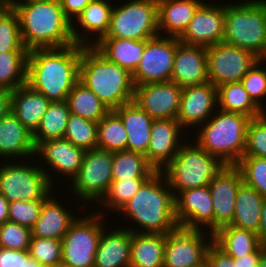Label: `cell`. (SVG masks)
Wrapping results in <instances>:
<instances>
[{"instance_id":"1","label":"cell","mask_w":266,"mask_h":267,"mask_svg":"<svg viewBox=\"0 0 266 267\" xmlns=\"http://www.w3.org/2000/svg\"><path fill=\"white\" fill-rule=\"evenodd\" d=\"M83 45L37 48L28 51L26 84L50 102L67 100L79 81Z\"/></svg>"},{"instance_id":"2","label":"cell","mask_w":266,"mask_h":267,"mask_svg":"<svg viewBox=\"0 0 266 267\" xmlns=\"http://www.w3.org/2000/svg\"><path fill=\"white\" fill-rule=\"evenodd\" d=\"M12 8L18 15L22 42L28 50L75 44L72 22L59 0H20Z\"/></svg>"},{"instance_id":"3","label":"cell","mask_w":266,"mask_h":267,"mask_svg":"<svg viewBox=\"0 0 266 267\" xmlns=\"http://www.w3.org/2000/svg\"><path fill=\"white\" fill-rule=\"evenodd\" d=\"M173 193L161 171L153 174L120 210L126 218L128 216L135 221L142 231L128 226L127 229L132 232L161 234L176 230L179 225L175 217Z\"/></svg>"},{"instance_id":"4","label":"cell","mask_w":266,"mask_h":267,"mask_svg":"<svg viewBox=\"0 0 266 267\" xmlns=\"http://www.w3.org/2000/svg\"><path fill=\"white\" fill-rule=\"evenodd\" d=\"M79 81L109 110L133 101L135 86L132 74L109 61L93 45H83Z\"/></svg>"},{"instance_id":"5","label":"cell","mask_w":266,"mask_h":267,"mask_svg":"<svg viewBox=\"0 0 266 267\" xmlns=\"http://www.w3.org/2000/svg\"><path fill=\"white\" fill-rule=\"evenodd\" d=\"M217 111L202 125L194 143L223 164L236 165L244 156L251 118L240 113Z\"/></svg>"},{"instance_id":"6","label":"cell","mask_w":266,"mask_h":267,"mask_svg":"<svg viewBox=\"0 0 266 267\" xmlns=\"http://www.w3.org/2000/svg\"><path fill=\"white\" fill-rule=\"evenodd\" d=\"M225 4L223 42L266 59V10L259 0Z\"/></svg>"},{"instance_id":"7","label":"cell","mask_w":266,"mask_h":267,"mask_svg":"<svg viewBox=\"0 0 266 267\" xmlns=\"http://www.w3.org/2000/svg\"><path fill=\"white\" fill-rule=\"evenodd\" d=\"M192 144L185 142L175 157L161 171L171 190L177 191L173 193L174 197L189 188L208 186L225 165L196 143Z\"/></svg>"},{"instance_id":"8","label":"cell","mask_w":266,"mask_h":267,"mask_svg":"<svg viewBox=\"0 0 266 267\" xmlns=\"http://www.w3.org/2000/svg\"><path fill=\"white\" fill-rule=\"evenodd\" d=\"M15 162L0 166V193L8 202L45 201L53 192L52 174L36 165Z\"/></svg>"},{"instance_id":"9","label":"cell","mask_w":266,"mask_h":267,"mask_svg":"<svg viewBox=\"0 0 266 267\" xmlns=\"http://www.w3.org/2000/svg\"><path fill=\"white\" fill-rule=\"evenodd\" d=\"M157 0H129L113 7L104 37L145 40L159 36Z\"/></svg>"},{"instance_id":"10","label":"cell","mask_w":266,"mask_h":267,"mask_svg":"<svg viewBox=\"0 0 266 267\" xmlns=\"http://www.w3.org/2000/svg\"><path fill=\"white\" fill-rule=\"evenodd\" d=\"M101 212L77 218L62 237V263L68 266L94 267L95 253L104 229Z\"/></svg>"},{"instance_id":"11","label":"cell","mask_w":266,"mask_h":267,"mask_svg":"<svg viewBox=\"0 0 266 267\" xmlns=\"http://www.w3.org/2000/svg\"><path fill=\"white\" fill-rule=\"evenodd\" d=\"M114 152L94 148L85 152L82 166L72 179L73 193L82 201L100 202L113 181Z\"/></svg>"},{"instance_id":"12","label":"cell","mask_w":266,"mask_h":267,"mask_svg":"<svg viewBox=\"0 0 266 267\" xmlns=\"http://www.w3.org/2000/svg\"><path fill=\"white\" fill-rule=\"evenodd\" d=\"M208 78L216 87L241 81L259 59L252 52L221 42L206 47Z\"/></svg>"},{"instance_id":"13","label":"cell","mask_w":266,"mask_h":267,"mask_svg":"<svg viewBox=\"0 0 266 267\" xmlns=\"http://www.w3.org/2000/svg\"><path fill=\"white\" fill-rule=\"evenodd\" d=\"M202 231L178 227L167 233L163 267L203 266L206 263L207 249L213 242V233L210 234V241H207L205 237L208 235Z\"/></svg>"},{"instance_id":"14","label":"cell","mask_w":266,"mask_h":267,"mask_svg":"<svg viewBox=\"0 0 266 267\" xmlns=\"http://www.w3.org/2000/svg\"><path fill=\"white\" fill-rule=\"evenodd\" d=\"M175 51L176 37L159 35L149 39L132 74L134 86L171 81Z\"/></svg>"},{"instance_id":"15","label":"cell","mask_w":266,"mask_h":267,"mask_svg":"<svg viewBox=\"0 0 266 267\" xmlns=\"http://www.w3.org/2000/svg\"><path fill=\"white\" fill-rule=\"evenodd\" d=\"M175 217L179 227L214 233V212L209 186L189 188L175 197ZM202 225V226H201Z\"/></svg>"},{"instance_id":"16","label":"cell","mask_w":266,"mask_h":267,"mask_svg":"<svg viewBox=\"0 0 266 267\" xmlns=\"http://www.w3.org/2000/svg\"><path fill=\"white\" fill-rule=\"evenodd\" d=\"M182 89L172 81L136 85L133 101L153 119H177Z\"/></svg>"},{"instance_id":"17","label":"cell","mask_w":266,"mask_h":267,"mask_svg":"<svg viewBox=\"0 0 266 267\" xmlns=\"http://www.w3.org/2000/svg\"><path fill=\"white\" fill-rule=\"evenodd\" d=\"M224 27L225 4L203 3L178 39L185 44L209 47L223 42Z\"/></svg>"},{"instance_id":"18","label":"cell","mask_w":266,"mask_h":267,"mask_svg":"<svg viewBox=\"0 0 266 267\" xmlns=\"http://www.w3.org/2000/svg\"><path fill=\"white\" fill-rule=\"evenodd\" d=\"M242 184V174L236 165H224L209 183L214 212V233L232 222L236 195Z\"/></svg>"},{"instance_id":"19","label":"cell","mask_w":266,"mask_h":267,"mask_svg":"<svg viewBox=\"0 0 266 267\" xmlns=\"http://www.w3.org/2000/svg\"><path fill=\"white\" fill-rule=\"evenodd\" d=\"M216 105H218L217 87L211 82L184 87L176 120L183 130L188 126L189 128L198 124L201 126L211 117L214 109H218Z\"/></svg>"},{"instance_id":"20","label":"cell","mask_w":266,"mask_h":267,"mask_svg":"<svg viewBox=\"0 0 266 267\" xmlns=\"http://www.w3.org/2000/svg\"><path fill=\"white\" fill-rule=\"evenodd\" d=\"M171 81L182 88L209 82L206 47L185 44L176 37Z\"/></svg>"},{"instance_id":"21","label":"cell","mask_w":266,"mask_h":267,"mask_svg":"<svg viewBox=\"0 0 266 267\" xmlns=\"http://www.w3.org/2000/svg\"><path fill=\"white\" fill-rule=\"evenodd\" d=\"M180 129L183 130L176 119H154L145 156L156 171H162L184 144L179 141V134L183 133Z\"/></svg>"},{"instance_id":"22","label":"cell","mask_w":266,"mask_h":267,"mask_svg":"<svg viewBox=\"0 0 266 267\" xmlns=\"http://www.w3.org/2000/svg\"><path fill=\"white\" fill-rule=\"evenodd\" d=\"M85 150L76 147L65 138L49 139L36 147V155L42 156L54 172L73 179L82 166ZM38 154V155H37Z\"/></svg>"},{"instance_id":"23","label":"cell","mask_w":266,"mask_h":267,"mask_svg":"<svg viewBox=\"0 0 266 267\" xmlns=\"http://www.w3.org/2000/svg\"><path fill=\"white\" fill-rule=\"evenodd\" d=\"M112 6L113 5H111L107 0H92L84 8V10L77 16L78 20L76 24H80L82 30H86L88 35L85 34L84 36L82 32L79 33L78 29H75L77 27H75L74 23H72V35L75 44L84 46L94 45L107 34L113 10ZM92 34L96 36V41L91 38L89 39ZM88 40H91V42Z\"/></svg>"},{"instance_id":"24","label":"cell","mask_w":266,"mask_h":267,"mask_svg":"<svg viewBox=\"0 0 266 267\" xmlns=\"http://www.w3.org/2000/svg\"><path fill=\"white\" fill-rule=\"evenodd\" d=\"M122 120L128 135V151L146 154L154 119L134 101L113 110Z\"/></svg>"},{"instance_id":"25","label":"cell","mask_w":266,"mask_h":267,"mask_svg":"<svg viewBox=\"0 0 266 267\" xmlns=\"http://www.w3.org/2000/svg\"><path fill=\"white\" fill-rule=\"evenodd\" d=\"M124 228L103 229L94 267H130L131 231Z\"/></svg>"},{"instance_id":"26","label":"cell","mask_w":266,"mask_h":267,"mask_svg":"<svg viewBox=\"0 0 266 267\" xmlns=\"http://www.w3.org/2000/svg\"><path fill=\"white\" fill-rule=\"evenodd\" d=\"M50 103L43 94L27 84L11 91V113L32 134L38 129Z\"/></svg>"},{"instance_id":"27","label":"cell","mask_w":266,"mask_h":267,"mask_svg":"<svg viewBox=\"0 0 266 267\" xmlns=\"http://www.w3.org/2000/svg\"><path fill=\"white\" fill-rule=\"evenodd\" d=\"M33 134L9 112L0 120V157L35 156Z\"/></svg>"},{"instance_id":"28","label":"cell","mask_w":266,"mask_h":267,"mask_svg":"<svg viewBox=\"0 0 266 267\" xmlns=\"http://www.w3.org/2000/svg\"><path fill=\"white\" fill-rule=\"evenodd\" d=\"M203 0H157L158 30H165L169 37L179 38L187 29ZM161 32V33H160Z\"/></svg>"},{"instance_id":"29","label":"cell","mask_w":266,"mask_h":267,"mask_svg":"<svg viewBox=\"0 0 266 267\" xmlns=\"http://www.w3.org/2000/svg\"><path fill=\"white\" fill-rule=\"evenodd\" d=\"M51 195L43 202L40 216L31 229L32 237L62 240L77 219Z\"/></svg>"},{"instance_id":"30","label":"cell","mask_w":266,"mask_h":267,"mask_svg":"<svg viewBox=\"0 0 266 267\" xmlns=\"http://www.w3.org/2000/svg\"><path fill=\"white\" fill-rule=\"evenodd\" d=\"M148 40L102 37L93 46L109 61L133 74L139 65Z\"/></svg>"},{"instance_id":"31","label":"cell","mask_w":266,"mask_h":267,"mask_svg":"<svg viewBox=\"0 0 266 267\" xmlns=\"http://www.w3.org/2000/svg\"><path fill=\"white\" fill-rule=\"evenodd\" d=\"M166 234L131 231L130 267H163Z\"/></svg>"},{"instance_id":"32","label":"cell","mask_w":266,"mask_h":267,"mask_svg":"<svg viewBox=\"0 0 266 267\" xmlns=\"http://www.w3.org/2000/svg\"><path fill=\"white\" fill-rule=\"evenodd\" d=\"M264 198L244 183L240 186L234 205L233 220L229 225L259 233Z\"/></svg>"},{"instance_id":"33","label":"cell","mask_w":266,"mask_h":267,"mask_svg":"<svg viewBox=\"0 0 266 267\" xmlns=\"http://www.w3.org/2000/svg\"><path fill=\"white\" fill-rule=\"evenodd\" d=\"M213 241L232 258L252 253L263 243L255 232L232 225L220 227L213 233Z\"/></svg>"},{"instance_id":"34","label":"cell","mask_w":266,"mask_h":267,"mask_svg":"<svg viewBox=\"0 0 266 267\" xmlns=\"http://www.w3.org/2000/svg\"><path fill=\"white\" fill-rule=\"evenodd\" d=\"M217 100L220 110L240 113L251 119L261 116L264 111L249 97L241 81L225 83L217 87Z\"/></svg>"},{"instance_id":"35","label":"cell","mask_w":266,"mask_h":267,"mask_svg":"<svg viewBox=\"0 0 266 267\" xmlns=\"http://www.w3.org/2000/svg\"><path fill=\"white\" fill-rule=\"evenodd\" d=\"M70 113L86 120L99 123L110 111L100 99L83 83L78 81L68 94Z\"/></svg>"},{"instance_id":"36","label":"cell","mask_w":266,"mask_h":267,"mask_svg":"<svg viewBox=\"0 0 266 267\" xmlns=\"http://www.w3.org/2000/svg\"><path fill=\"white\" fill-rule=\"evenodd\" d=\"M70 114L66 100L51 102L43 115L38 129L33 134L35 147L49 139L63 138Z\"/></svg>"},{"instance_id":"37","label":"cell","mask_w":266,"mask_h":267,"mask_svg":"<svg viewBox=\"0 0 266 267\" xmlns=\"http://www.w3.org/2000/svg\"><path fill=\"white\" fill-rule=\"evenodd\" d=\"M157 171L144 154L122 150L114 152L112 165L113 181L150 178Z\"/></svg>"},{"instance_id":"38","label":"cell","mask_w":266,"mask_h":267,"mask_svg":"<svg viewBox=\"0 0 266 267\" xmlns=\"http://www.w3.org/2000/svg\"><path fill=\"white\" fill-rule=\"evenodd\" d=\"M28 51H0V89L14 91L26 84Z\"/></svg>"},{"instance_id":"39","label":"cell","mask_w":266,"mask_h":267,"mask_svg":"<svg viewBox=\"0 0 266 267\" xmlns=\"http://www.w3.org/2000/svg\"><path fill=\"white\" fill-rule=\"evenodd\" d=\"M97 148L108 151L128 150V135L121 118L110 110L97 125Z\"/></svg>"},{"instance_id":"40","label":"cell","mask_w":266,"mask_h":267,"mask_svg":"<svg viewBox=\"0 0 266 267\" xmlns=\"http://www.w3.org/2000/svg\"><path fill=\"white\" fill-rule=\"evenodd\" d=\"M98 123L70 114L63 138L85 151L97 148Z\"/></svg>"},{"instance_id":"41","label":"cell","mask_w":266,"mask_h":267,"mask_svg":"<svg viewBox=\"0 0 266 267\" xmlns=\"http://www.w3.org/2000/svg\"><path fill=\"white\" fill-rule=\"evenodd\" d=\"M149 178H136L120 181H112L107 190L99 202L102 206L115 209L117 213L127 204L130 199L136 194L139 188Z\"/></svg>"},{"instance_id":"42","label":"cell","mask_w":266,"mask_h":267,"mask_svg":"<svg viewBox=\"0 0 266 267\" xmlns=\"http://www.w3.org/2000/svg\"><path fill=\"white\" fill-rule=\"evenodd\" d=\"M236 166L241 171L243 183L254 188L266 199V159L255 156H243Z\"/></svg>"},{"instance_id":"43","label":"cell","mask_w":266,"mask_h":267,"mask_svg":"<svg viewBox=\"0 0 266 267\" xmlns=\"http://www.w3.org/2000/svg\"><path fill=\"white\" fill-rule=\"evenodd\" d=\"M0 51H29L23 45L19 18L13 8L0 15Z\"/></svg>"},{"instance_id":"44","label":"cell","mask_w":266,"mask_h":267,"mask_svg":"<svg viewBox=\"0 0 266 267\" xmlns=\"http://www.w3.org/2000/svg\"><path fill=\"white\" fill-rule=\"evenodd\" d=\"M28 251L42 266L59 267L62 263V240L31 237Z\"/></svg>"},{"instance_id":"45","label":"cell","mask_w":266,"mask_h":267,"mask_svg":"<svg viewBox=\"0 0 266 267\" xmlns=\"http://www.w3.org/2000/svg\"><path fill=\"white\" fill-rule=\"evenodd\" d=\"M262 62H265V59H258L243 76L241 83L253 102L266 112V107L260 101L266 96V68H261Z\"/></svg>"},{"instance_id":"46","label":"cell","mask_w":266,"mask_h":267,"mask_svg":"<svg viewBox=\"0 0 266 267\" xmlns=\"http://www.w3.org/2000/svg\"><path fill=\"white\" fill-rule=\"evenodd\" d=\"M244 156L266 159V112L249 121Z\"/></svg>"},{"instance_id":"47","label":"cell","mask_w":266,"mask_h":267,"mask_svg":"<svg viewBox=\"0 0 266 267\" xmlns=\"http://www.w3.org/2000/svg\"><path fill=\"white\" fill-rule=\"evenodd\" d=\"M31 229L13 222L0 225V247L11 250H28Z\"/></svg>"},{"instance_id":"48","label":"cell","mask_w":266,"mask_h":267,"mask_svg":"<svg viewBox=\"0 0 266 267\" xmlns=\"http://www.w3.org/2000/svg\"><path fill=\"white\" fill-rule=\"evenodd\" d=\"M44 201H14L9 202V221L29 229L35 225Z\"/></svg>"},{"instance_id":"49","label":"cell","mask_w":266,"mask_h":267,"mask_svg":"<svg viewBox=\"0 0 266 267\" xmlns=\"http://www.w3.org/2000/svg\"><path fill=\"white\" fill-rule=\"evenodd\" d=\"M0 267H43L30 257L28 250H11L0 247Z\"/></svg>"},{"instance_id":"50","label":"cell","mask_w":266,"mask_h":267,"mask_svg":"<svg viewBox=\"0 0 266 267\" xmlns=\"http://www.w3.org/2000/svg\"><path fill=\"white\" fill-rule=\"evenodd\" d=\"M207 267H239V259H234L223 251L214 241L206 253Z\"/></svg>"},{"instance_id":"51","label":"cell","mask_w":266,"mask_h":267,"mask_svg":"<svg viewBox=\"0 0 266 267\" xmlns=\"http://www.w3.org/2000/svg\"><path fill=\"white\" fill-rule=\"evenodd\" d=\"M66 17L73 23L92 0H59ZM73 17V19H72Z\"/></svg>"},{"instance_id":"52","label":"cell","mask_w":266,"mask_h":267,"mask_svg":"<svg viewBox=\"0 0 266 267\" xmlns=\"http://www.w3.org/2000/svg\"><path fill=\"white\" fill-rule=\"evenodd\" d=\"M265 246L266 243L263 242L254 252L234 259H239V267H259Z\"/></svg>"},{"instance_id":"53","label":"cell","mask_w":266,"mask_h":267,"mask_svg":"<svg viewBox=\"0 0 266 267\" xmlns=\"http://www.w3.org/2000/svg\"><path fill=\"white\" fill-rule=\"evenodd\" d=\"M11 112V91L0 89V120Z\"/></svg>"},{"instance_id":"54","label":"cell","mask_w":266,"mask_h":267,"mask_svg":"<svg viewBox=\"0 0 266 267\" xmlns=\"http://www.w3.org/2000/svg\"><path fill=\"white\" fill-rule=\"evenodd\" d=\"M259 238L266 243V199H264L261 209L260 228L258 233Z\"/></svg>"},{"instance_id":"55","label":"cell","mask_w":266,"mask_h":267,"mask_svg":"<svg viewBox=\"0 0 266 267\" xmlns=\"http://www.w3.org/2000/svg\"><path fill=\"white\" fill-rule=\"evenodd\" d=\"M8 207V200L0 193V225L9 221Z\"/></svg>"},{"instance_id":"56","label":"cell","mask_w":266,"mask_h":267,"mask_svg":"<svg viewBox=\"0 0 266 267\" xmlns=\"http://www.w3.org/2000/svg\"><path fill=\"white\" fill-rule=\"evenodd\" d=\"M12 8L5 0H0V15Z\"/></svg>"},{"instance_id":"57","label":"cell","mask_w":266,"mask_h":267,"mask_svg":"<svg viewBox=\"0 0 266 267\" xmlns=\"http://www.w3.org/2000/svg\"><path fill=\"white\" fill-rule=\"evenodd\" d=\"M259 267H266V246L262 252Z\"/></svg>"},{"instance_id":"58","label":"cell","mask_w":266,"mask_h":267,"mask_svg":"<svg viewBox=\"0 0 266 267\" xmlns=\"http://www.w3.org/2000/svg\"><path fill=\"white\" fill-rule=\"evenodd\" d=\"M11 7H13L19 0H5Z\"/></svg>"},{"instance_id":"59","label":"cell","mask_w":266,"mask_h":267,"mask_svg":"<svg viewBox=\"0 0 266 267\" xmlns=\"http://www.w3.org/2000/svg\"><path fill=\"white\" fill-rule=\"evenodd\" d=\"M259 1L263 4V6H264V8L266 10V0H259Z\"/></svg>"},{"instance_id":"60","label":"cell","mask_w":266,"mask_h":267,"mask_svg":"<svg viewBox=\"0 0 266 267\" xmlns=\"http://www.w3.org/2000/svg\"><path fill=\"white\" fill-rule=\"evenodd\" d=\"M59 267H79V266H68V265L61 264Z\"/></svg>"},{"instance_id":"61","label":"cell","mask_w":266,"mask_h":267,"mask_svg":"<svg viewBox=\"0 0 266 267\" xmlns=\"http://www.w3.org/2000/svg\"><path fill=\"white\" fill-rule=\"evenodd\" d=\"M22 1H40V0H22Z\"/></svg>"}]
</instances>
